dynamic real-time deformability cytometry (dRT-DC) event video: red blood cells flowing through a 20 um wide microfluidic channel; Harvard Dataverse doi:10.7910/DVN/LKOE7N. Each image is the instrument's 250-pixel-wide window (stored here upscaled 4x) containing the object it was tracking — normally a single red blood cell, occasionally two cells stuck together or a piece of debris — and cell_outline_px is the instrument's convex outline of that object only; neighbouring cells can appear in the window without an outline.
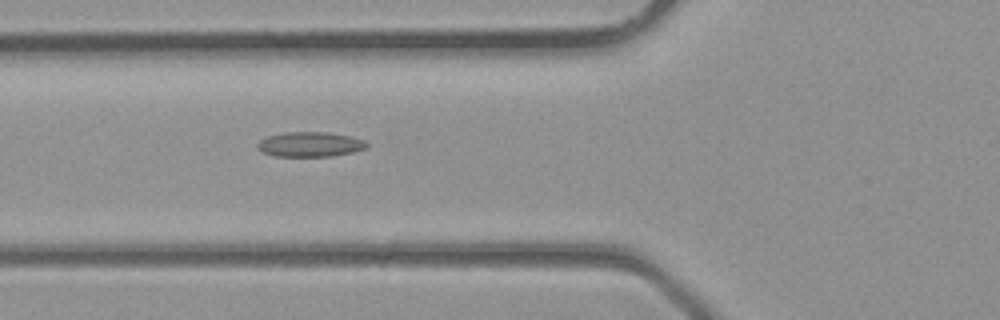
{"species": "common noctule bat (a hibernating species)", "species_latin": "Nyctalus noctula", "temperature_condition": "room temperature", "stored_images_in_passage": 4, "camera_frame_rate_fps": 3000, "um_per_image_px": 0.085, "animal": {"sex": "male", "body_mass_g": 23.1, "forearm_length_mm": 52.7}, "frame": {"image": 1, "passage_image": 4, "time_ms": 1.0, "image_size_px": [1000, 320], "cell_outline_px": [[368, 144], [364, 148], [352, 152], [332, 156], [272, 156], [256, 148], [256, 144], [260, 140], [268, 136], [284, 132], [328, 132], [348, 136], [364, 140]], "centroid_in_image_um": [26.3, 12.27], "position_along_channel_um": 99.5, "area_um2": 15.72}}